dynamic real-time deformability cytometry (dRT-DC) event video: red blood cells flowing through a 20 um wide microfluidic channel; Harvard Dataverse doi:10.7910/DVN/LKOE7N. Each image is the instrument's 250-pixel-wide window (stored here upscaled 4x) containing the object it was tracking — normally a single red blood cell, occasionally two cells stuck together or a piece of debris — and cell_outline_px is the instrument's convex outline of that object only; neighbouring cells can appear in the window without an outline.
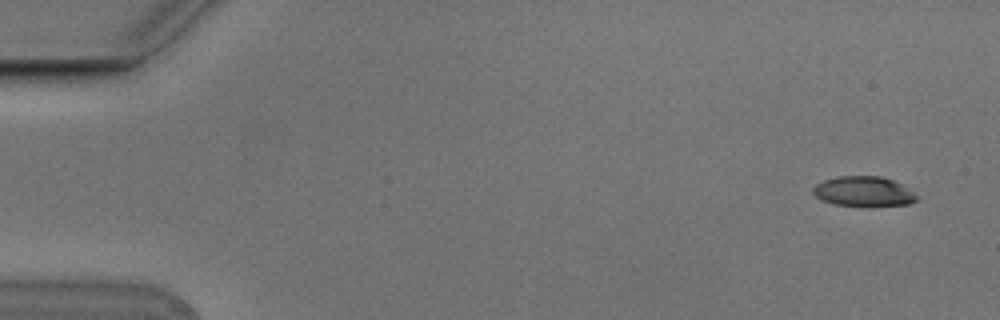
{"species": "Egyptian fruit bat (a non-hibernating species)", "species_latin": "Rousettus aegyptiacus", "temperature_condition": "cold", "stored_images_in_passage": 5, "camera_frame_rate_fps": 3000, "um_per_image_px": 0.085, "animal": {"sex": "male"}, "frame": {"image": 1, "passage_image": 1, "time_ms": 0.0, "image_size_px": [1000, 320], "cell_outline_px": [[920, 200], [908, 204], [832, 204], [820, 200], [812, 192], [812, 188], [816, 184], [824, 180], [836, 176], [880, 176], [892, 180], [900, 184], [920, 196]], "centroid_in_image_um": [73.39, 16.24], "position_along_channel_um": 11.6, "area_um2": 17.69}}
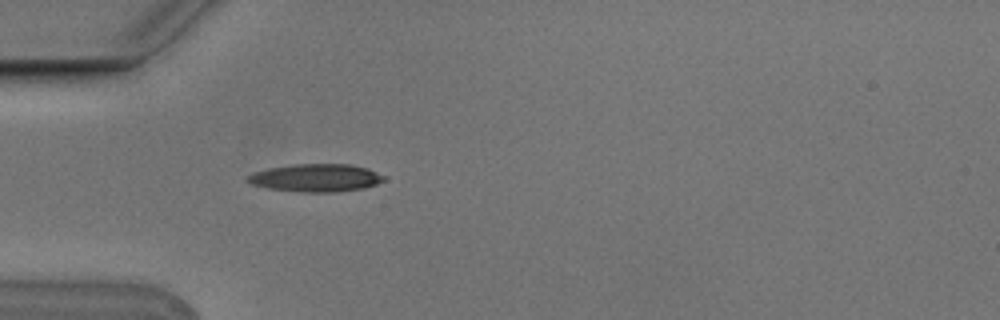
{"frame": {"image": 2, "passage_image": 5, "time_ms": 1.333, "image_size_px": [1000, 320], "cell_outline_px": [[384, 180], [376, 184], [364, 188], [336, 192], [300, 192], [268, 188], [252, 184], [244, 180], [248, 176], [256, 172], [268, 168], [292, 164], [352, 164], [368, 168], [384, 176]], "centroid_in_image_um": [26.85, 15.11], "position_along_channel_um": 58.1, "area_um2": 22.08}}